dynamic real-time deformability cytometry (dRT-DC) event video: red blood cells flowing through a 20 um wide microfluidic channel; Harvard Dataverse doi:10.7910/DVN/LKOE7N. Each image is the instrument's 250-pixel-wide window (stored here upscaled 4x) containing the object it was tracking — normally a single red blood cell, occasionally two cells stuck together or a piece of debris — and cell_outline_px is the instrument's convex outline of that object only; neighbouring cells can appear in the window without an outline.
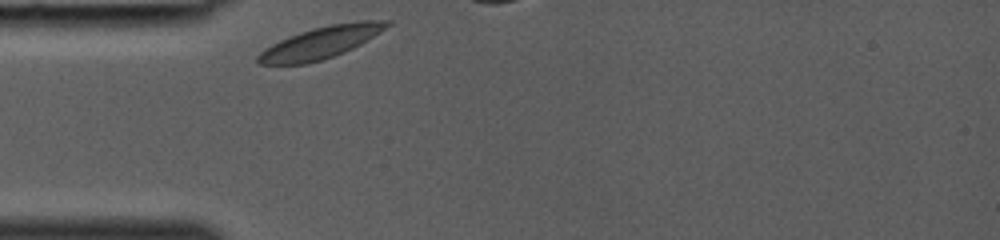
{"species": "common noctule bat (a hibernating species)", "species_latin": "Nyctalus noctula", "temperature_condition": "room temperature", "stored_images_in_passage": 9, "camera_frame_rate_fps": 3000, "um_per_image_px": 0.085, "animal": {"sex": "female", "body_mass_g": 19.0, "forearm_length_mm": 53.3}, "frame": {"image": 1, "passage_image": 1, "time_ms": 0.0, "image_size_px": [1000, 240], "cell_outline_px": [[392, 24], [368, 40], [344, 52], [308, 64], [260, 64], [256, 60], [256, 56], [264, 48], [280, 40], [300, 32], [312, 28], [328, 24], [364, 20], [392, 20]], "centroid_in_image_um": [27.28, 3.6], "position_along_channel_um": 57.7, "area_um2": 23.93}}
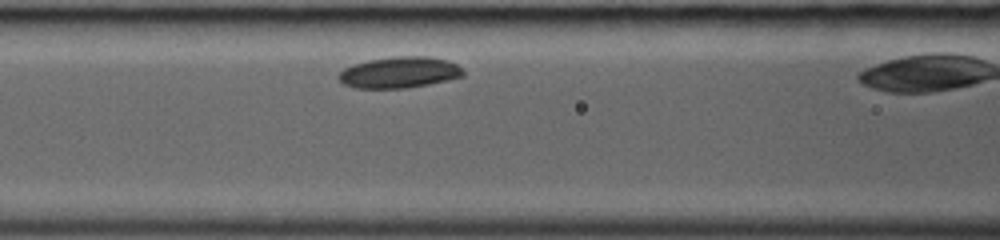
{"frame": {"image": 2, "passage_image": 6, "time_ms": 1.667, "image_size_px": [1000, 240], "cell_outline_px": [[464, 76], [428, 84], [408, 88], [356, 88], [344, 84], [336, 76], [344, 68], [352, 64], [368, 60], [392, 56], [428, 56], [448, 60], [456, 64], [464, 72]], "centroid_in_image_um": [33.92, 6.14], "position_along_channel_um": 132.7, "area_um2": 22.72}}
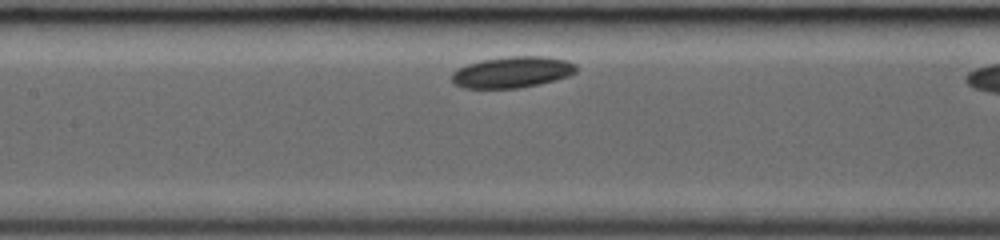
{"frame": {"image": 3, "passage_image": 8, "time_ms": 2.333, "image_size_px": [1000, 240], "cell_outline_px": [[576, 72], [568, 76], [556, 80], [540, 84], [520, 88], [464, 88], [456, 84], [452, 80], [452, 72], [456, 68], [480, 60], [508, 56], [544, 56], [564, 60], [576, 64]], "centroid_in_image_um": [43.53, 6.13], "position_along_channel_um": 163.9, "area_um2": 22.72}}